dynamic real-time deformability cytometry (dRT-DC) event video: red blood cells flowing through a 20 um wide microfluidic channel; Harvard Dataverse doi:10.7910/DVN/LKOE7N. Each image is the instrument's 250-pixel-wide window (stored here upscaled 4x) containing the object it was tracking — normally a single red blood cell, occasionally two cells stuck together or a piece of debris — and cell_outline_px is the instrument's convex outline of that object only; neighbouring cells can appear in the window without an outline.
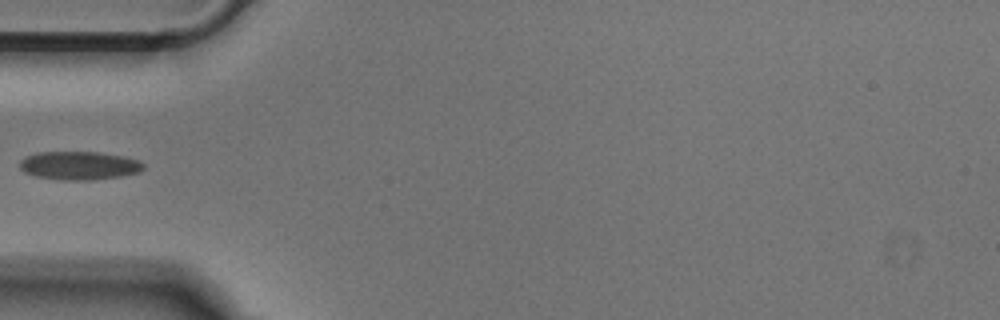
{"species": "Egyptian fruit bat (a non-hibernating species)", "species_latin": "Rousettus aegyptiacus", "temperature_condition": "cold", "stored_images_in_passage": 33, "camera_frame_rate_fps": 3000, "um_per_image_px": 0.085, "animal": {"sex": "male"}, "frame": {"image": 1, "passage_image": 1, "time_ms": 0.0, "image_size_px": [1000, 320], "cell_outline_px": [[144, 168], [140, 172], [120, 176], [88, 180], [64, 180], [36, 176], [24, 172], [20, 168], [20, 160], [24, 156], [36, 152], [96, 152], [124, 156], [136, 160], [144, 164]], "centroid_in_image_um": [6.7, 14.06], "position_along_channel_um": 78.3, "area_um2": 20.4}}
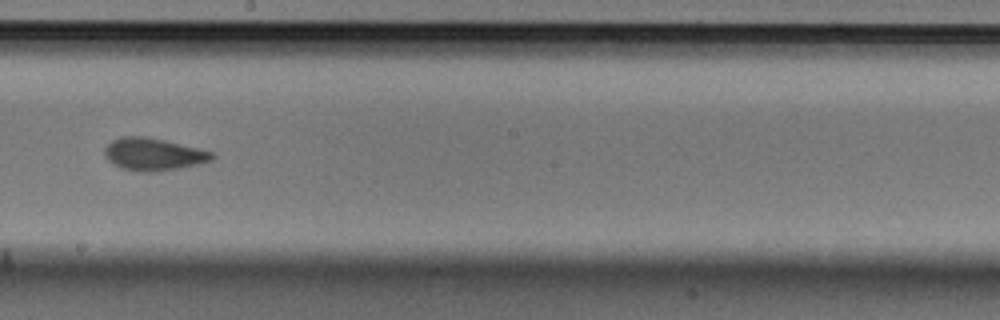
{"frame": {"image": 2, "passage_image": 13, "time_ms": 4.0, "image_size_px": [1000, 320], "cell_outline_px": [[216, 156], [212, 160], [196, 164], [176, 168], [152, 172], [144, 172], [120, 168], [112, 164], [104, 156], [104, 148], [112, 140], [120, 136], [144, 136], [164, 140], [212, 152]], "centroid_in_image_um": [12.97, 13.1], "position_along_channel_um": 235.2, "area_um2": 20.11}}
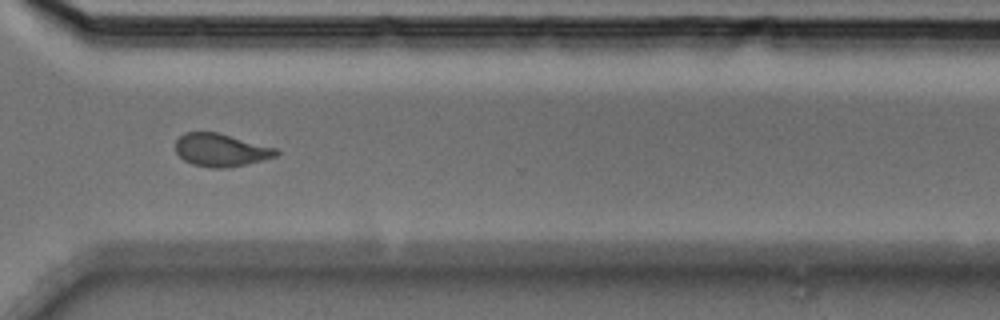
{"frame": {"image": 3, "passage_image": 22, "time_ms": 7.0, "image_size_px": [1000, 320], "cell_outline_px": [[280, 152], [276, 156], [228, 168], [212, 168], [192, 164], [184, 160], [176, 152], [176, 140], [184, 132], [220, 132], [276, 148]], "centroid_in_image_um": [18.76, 12.74], "position_along_channel_um": 351.8, "area_um2": 19.25}}